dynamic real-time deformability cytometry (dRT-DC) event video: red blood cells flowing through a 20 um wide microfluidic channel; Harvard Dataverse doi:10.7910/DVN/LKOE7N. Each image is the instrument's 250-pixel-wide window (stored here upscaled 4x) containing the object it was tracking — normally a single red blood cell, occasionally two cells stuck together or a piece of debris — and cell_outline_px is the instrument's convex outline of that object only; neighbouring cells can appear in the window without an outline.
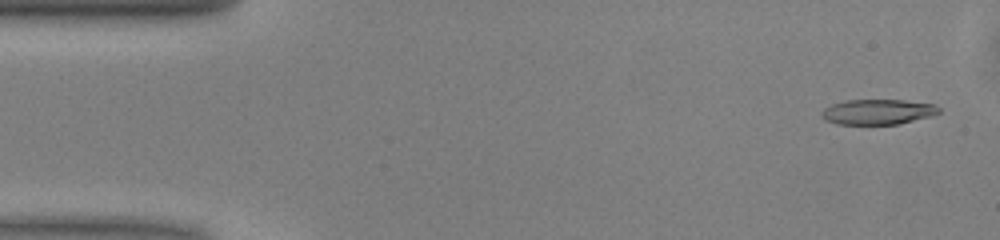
{"species": "common noctule bat (a hibernating species)", "species_latin": "Nyctalus noctula", "temperature_condition": "warm", "stored_images_in_passage": 49, "camera_frame_rate_fps": 3000, "um_per_image_px": 0.085, "animal": {"sex": "male", "body_mass_g": 13.0, "forearm_length_mm": 53.1}, "frame": {"image": 1, "passage_image": 2, "time_ms": 0.333, "image_size_px": [1000, 240], "cell_outline_px": [[940, 112], [932, 116], [900, 124], [836, 124], [824, 120], [820, 116], [820, 112], [824, 108], [832, 104], [848, 100], [904, 100], [936, 104], [940, 108]], "centroid_in_image_um": [74.62, 9.51], "position_along_channel_um": 10.4, "area_um2": 17.46}}
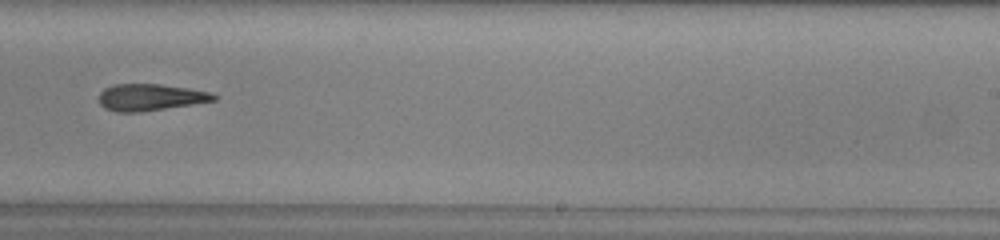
{"frame": {"image": 2, "passage_image": 30, "time_ms": 9.667, "image_size_px": [1000, 240], "cell_outline_px": [[220, 96], [216, 100], [192, 104], [140, 112], [116, 112], [104, 108], [100, 104], [100, 92], [104, 88], [112, 84], [160, 84], [188, 88], [208, 92]], "centroid_in_image_um": [12.76, 8.26], "position_along_channel_um": 276.2, "area_um2": 17.86}}
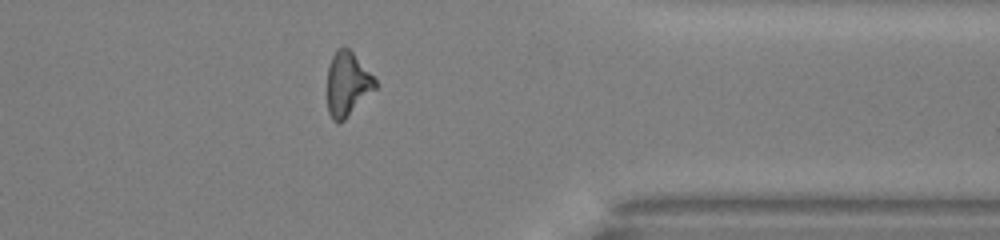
{"frame": {"image": 3, "passage_image": 39, "time_ms": 12.667, "image_size_px": [1000, 240], "cell_outline_px": [[376, 88], [340, 124], [336, 124], [332, 120], [328, 112], [328, 68], [332, 56], [336, 48], [344, 44], [352, 52], [376, 80]], "centroid_in_image_um": [29.5, 7.14], "position_along_channel_um": 381.9, "area_um2": 17.86}}